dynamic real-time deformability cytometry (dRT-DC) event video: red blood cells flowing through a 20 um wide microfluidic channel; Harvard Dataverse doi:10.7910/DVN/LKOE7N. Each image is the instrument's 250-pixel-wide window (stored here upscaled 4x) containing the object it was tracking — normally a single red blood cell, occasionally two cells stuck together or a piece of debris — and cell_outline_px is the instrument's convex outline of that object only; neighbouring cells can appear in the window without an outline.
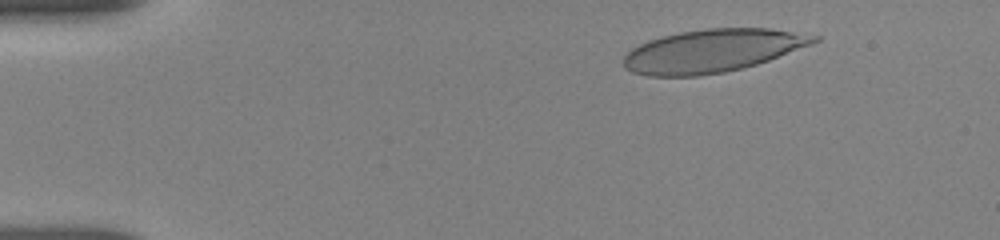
{"species": "human", "species_latin": "Homo sapiens", "temperature_condition": "room temperature", "stored_images_in_passage": 13, "camera_frame_rate_fps": 3000, "um_per_image_px": 0.085, "donor": {"sex": "female"}, "frame": {"image": 1, "passage_image": 3, "time_ms": 1.333, "image_size_px": [1000, 240], "cell_outline_px": [[820, 40], [812, 44], [768, 60], [756, 64], [724, 72], [696, 76], [648, 76], [632, 72], [624, 68], [624, 56], [632, 48], [648, 40], [680, 32], [704, 28], [768, 28], [820, 36]], "centroid_in_image_um": [60.53, 4.32], "position_along_channel_um": 24.5, "area_um2": 47.4}}
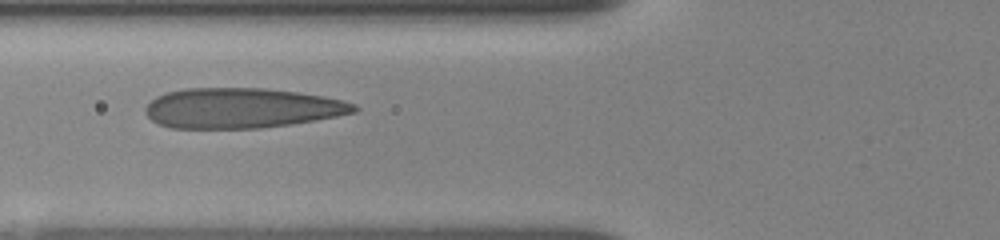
{"frame": {"image": 2, "passage_image": 9, "time_ms": 5.667, "image_size_px": [1000, 240], "cell_outline_px": [[360, 108], [356, 112], [336, 116], [292, 124], [260, 128], [172, 128], [160, 124], [152, 120], [144, 112], [144, 108], [156, 96], [168, 92], [184, 88], [264, 88], [296, 92], [320, 96], [340, 100], [356, 104]], "centroid_in_image_um": [20.52, 9.19], "position_along_channel_um": 105.3, "area_um2": 48.61}}
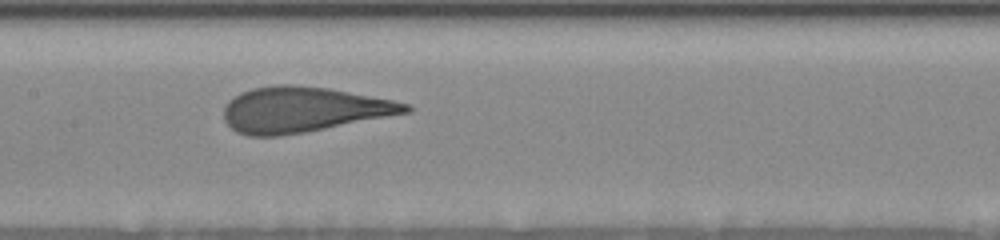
{"frame": {"image": 3, "passage_image": 12, "time_ms": 7.667, "image_size_px": [1000, 240], "cell_outline_px": [[412, 112], [304, 132], [276, 136], [248, 136], [236, 132], [224, 120], [224, 108], [228, 100], [240, 92], [252, 88], [276, 84], [292, 84], [328, 88], [392, 100], [412, 104]], "centroid_in_image_um": [25.76, 9.31], "position_along_channel_um": 181.6, "area_um2": 48.03}}